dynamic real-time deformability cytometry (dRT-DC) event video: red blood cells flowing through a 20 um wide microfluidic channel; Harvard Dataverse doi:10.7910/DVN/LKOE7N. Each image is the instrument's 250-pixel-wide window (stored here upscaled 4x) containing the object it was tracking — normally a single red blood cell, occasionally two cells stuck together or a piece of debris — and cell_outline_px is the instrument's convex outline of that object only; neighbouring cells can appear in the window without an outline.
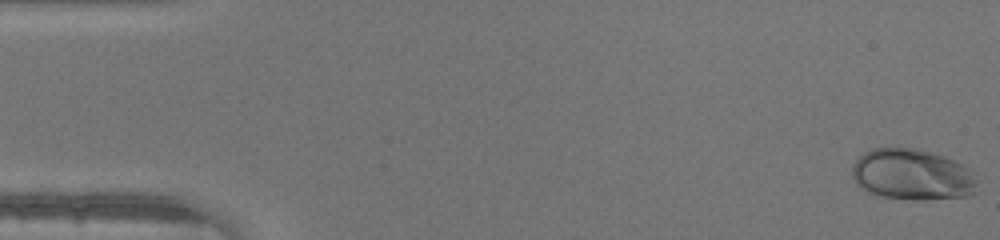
{"species": "human", "species_latin": "Homo sapiens", "temperature_condition": "warm", "stored_images_in_passage": 46, "camera_frame_rate_fps": 3000, "um_per_image_px": 0.085, "donor": {"sex": "male"}, "frame": {"image": 1, "passage_image": 1, "time_ms": 0.0, "image_size_px": [1000, 240], "cell_outline_px": [[976, 180], [972, 192], [968, 196], [916, 200], [880, 196], [868, 192], [860, 188], [856, 184], [852, 176], [852, 164], [864, 152], [876, 148], [912, 148], [944, 156], [976, 172]], "centroid_in_image_um": [77.5, 14.85], "position_along_channel_um": 7.5, "area_um2": 36.99}}
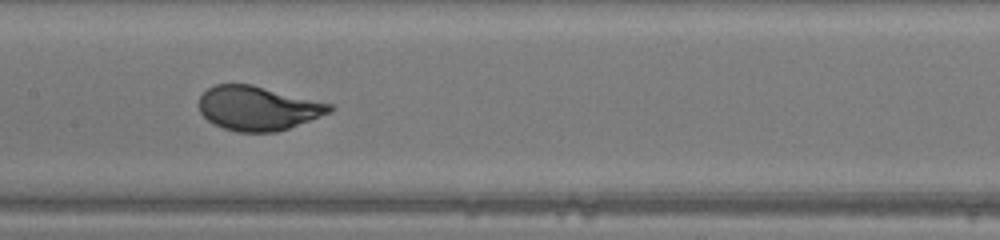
{"frame": {"image": 2, "passage_image": 23, "time_ms": 7.333, "image_size_px": [1000, 240], "cell_outline_px": [[336, 108], [332, 112], [288, 128], [276, 132], [236, 132], [212, 124], [200, 112], [200, 96], [208, 88], [216, 84], [252, 84], [332, 104]], "centroid_in_image_um": [21.93, 9.2], "position_along_channel_um": 185.5, "area_um2": 33.64}}
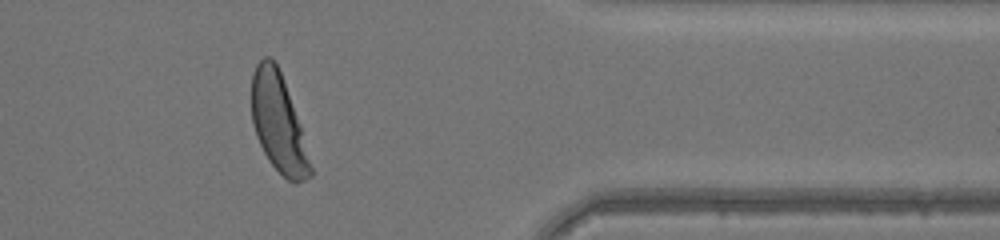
{"frame": {"image": 3, "passage_image": 38, "time_ms": 12.333, "image_size_px": [1000, 240], "cell_outline_px": [[312, 176], [296, 184], [292, 184], [268, 160], [256, 136], [252, 124], [252, 72], [256, 64], [264, 56], [272, 56], [280, 72], [300, 128], [312, 168]], "centroid_in_image_um": [23.63, 10.47], "position_along_channel_um": 387.8, "area_um2": 32.89}}